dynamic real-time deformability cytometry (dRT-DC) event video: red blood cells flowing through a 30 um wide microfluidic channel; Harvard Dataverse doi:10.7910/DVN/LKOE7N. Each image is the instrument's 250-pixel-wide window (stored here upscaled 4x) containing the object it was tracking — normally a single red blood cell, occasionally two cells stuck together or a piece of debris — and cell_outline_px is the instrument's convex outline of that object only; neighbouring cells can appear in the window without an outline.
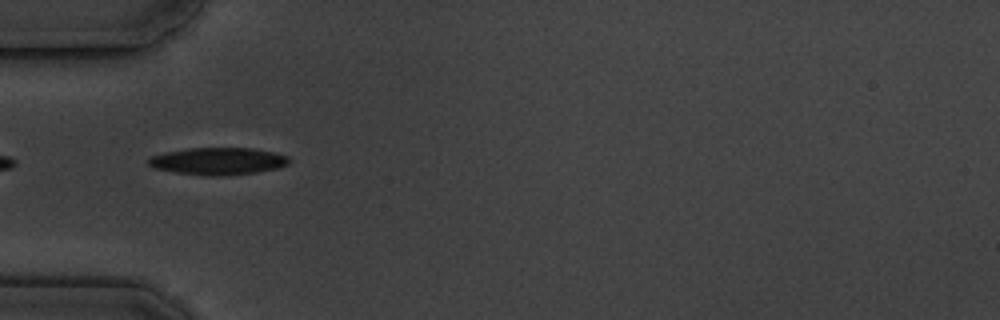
{"species": "common noctule bat (a hibernating species)", "species_latin": "Nyctalus noctula", "temperature_condition": "cold", "stored_images_in_passage": 4, "camera_frame_rate_fps": 3000, "um_per_image_px": 0.085, "animal": {"sex": "male", "body_mass_g": 19.5, "forearm_length_mm": 54.6}, "frame": {"image": 1, "passage_image": 2, "time_ms": 1.333, "image_size_px": [1000, 320], "cell_outline_px": [[292, 160], [288, 164], [276, 168], [252, 172], [220, 176], [212, 176], [176, 172], [156, 168], [148, 164], [148, 156], [188, 148], [252, 148], [272, 152], [288, 156]], "centroid_in_image_um": [18.53, 13.68], "position_along_channel_um": 66.5, "area_um2": 21.96}}